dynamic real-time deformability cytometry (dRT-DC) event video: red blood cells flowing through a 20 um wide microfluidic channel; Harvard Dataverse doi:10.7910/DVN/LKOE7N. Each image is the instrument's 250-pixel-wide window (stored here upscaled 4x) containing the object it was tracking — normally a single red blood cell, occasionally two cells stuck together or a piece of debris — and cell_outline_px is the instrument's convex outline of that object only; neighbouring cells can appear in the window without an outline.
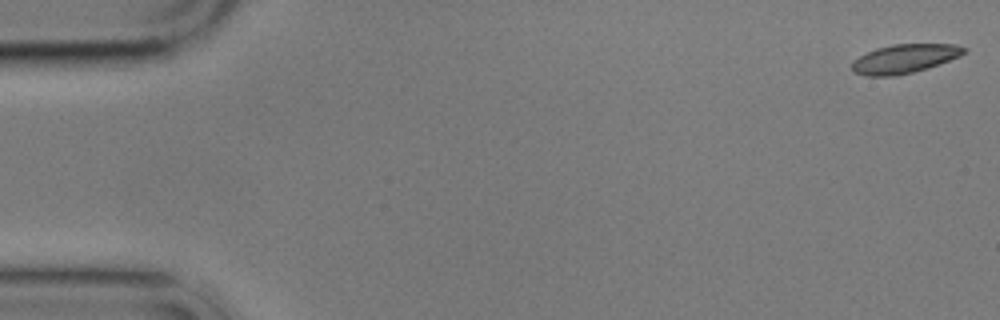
{"species": "common noctule bat (a hibernating species)", "species_latin": "Nyctalus noctula", "temperature_condition": "cold", "stored_images_in_passage": 12, "camera_frame_rate_fps": 3000, "um_per_image_px": 0.085, "animal": {"sex": "male", "body_mass_g": 17.9}, "frame": {"image": 1, "passage_image": 1, "time_ms": 0.0, "image_size_px": [1000, 320], "cell_outline_px": [[968, 48], [960, 56], [940, 64], [928, 68], [896, 76], [864, 76], [852, 72], [852, 64], [860, 56], [876, 48], [892, 44], [956, 44]], "centroid_in_image_um": [76.9, 4.99], "position_along_channel_um": 8.1, "area_um2": 18.9}}
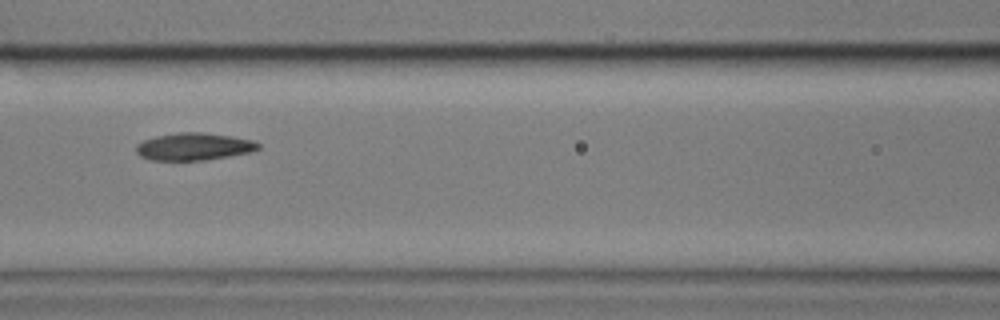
{"frame": {"image": 2, "passage_image": 7, "time_ms": 8.0, "image_size_px": [1000, 320], "cell_outline_px": [[260, 148], [252, 152], [204, 160], [152, 160], [140, 156], [136, 152], [136, 144], [144, 140], [156, 136], [180, 132], [204, 132], [232, 136], [252, 140], [260, 144]], "centroid_in_image_um": [16.49, 12.45], "position_along_channel_um": 150.1, "area_um2": 19.48}}
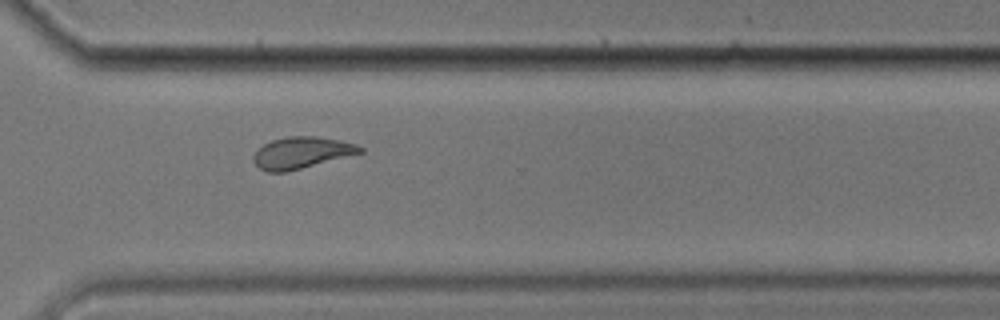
{"frame": {"image": 3, "passage_image": 12, "time_ms": 13.667, "image_size_px": [1000, 320], "cell_outline_px": [[364, 152], [284, 172], [268, 172], [260, 168], [252, 160], [252, 156], [264, 144], [272, 140], [288, 136], [316, 136], [340, 140], [356, 144], [364, 148]], "centroid_in_image_um": [25.64, 12.97], "position_along_channel_um": 345.0, "area_um2": 19.36}}